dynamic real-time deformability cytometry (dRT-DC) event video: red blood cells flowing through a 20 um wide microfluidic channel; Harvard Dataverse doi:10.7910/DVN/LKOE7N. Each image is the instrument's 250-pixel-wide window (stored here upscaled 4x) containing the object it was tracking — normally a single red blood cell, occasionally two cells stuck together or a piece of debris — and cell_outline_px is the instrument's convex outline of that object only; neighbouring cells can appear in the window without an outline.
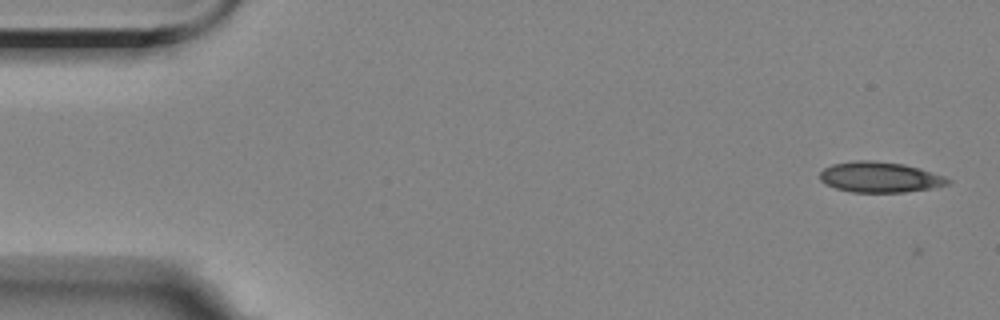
{"species": "Egyptian fruit bat (a non-hibernating species)", "species_latin": "Rousettus aegyptiacus", "temperature_condition": "room temperature", "stored_images_in_passage": 5, "camera_frame_rate_fps": 3000, "um_per_image_px": 0.085, "animal": {"sex": "female"}, "frame": {"image": 1, "passage_image": 1, "time_ms": 0.0, "image_size_px": [1000, 320], "cell_outline_px": [[952, 180], [948, 184], [932, 188], [904, 192], [852, 192], [836, 188], [824, 184], [820, 180], [820, 172], [824, 168], [832, 164], [856, 160], [872, 160], [904, 164], [920, 168], [944, 176]], "centroid_in_image_um": [74.78, 15.05], "position_along_channel_um": 10.2, "area_um2": 22.83}}
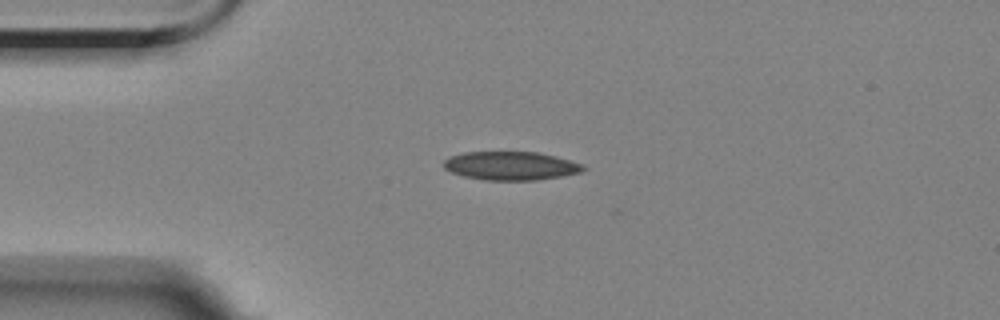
{"frame": {"image": 2, "passage_image": 4, "time_ms": 3.667, "image_size_px": [1000, 320], "cell_outline_px": [[588, 168], [580, 172], [560, 176], [536, 180], [484, 180], [464, 176], [452, 172], [444, 168], [444, 160], [448, 156], [464, 152], [536, 152], [556, 156], [584, 164]], "centroid_in_image_um": [43.42, 14.09], "position_along_channel_um": 41.6, "area_um2": 23.24}}